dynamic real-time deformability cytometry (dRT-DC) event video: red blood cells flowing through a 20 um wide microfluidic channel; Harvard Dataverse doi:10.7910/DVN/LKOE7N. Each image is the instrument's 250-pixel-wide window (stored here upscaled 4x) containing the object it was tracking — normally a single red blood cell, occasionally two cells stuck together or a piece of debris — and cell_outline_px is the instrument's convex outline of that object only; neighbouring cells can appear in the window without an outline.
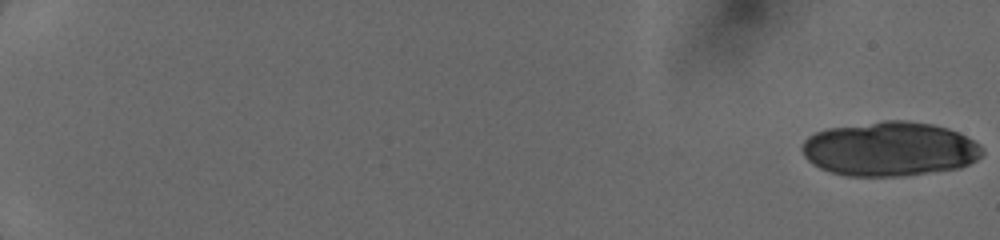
{"species": "human", "species_latin": "Homo sapiens", "temperature_condition": "cold", "stored_images_in_passage": 24, "camera_frame_rate_fps": 3000, "um_per_image_px": 0.085, "donor": {"sex": "female"}, "frame": {"image": 1, "passage_image": 1, "time_ms": 0.0, "image_size_px": [1000, 240], "cell_outline_px": [[984, 152], [976, 160], [960, 168], [904, 176], [848, 176], [832, 172], [820, 168], [812, 164], [804, 156], [800, 148], [804, 140], [808, 136], [816, 132], [828, 128], [884, 120], [904, 120], [932, 124], [948, 128], [980, 144], [984, 148]], "centroid_in_image_um": [75.61, 12.66], "position_along_channel_um": 9.4, "area_um2": 57.28}}
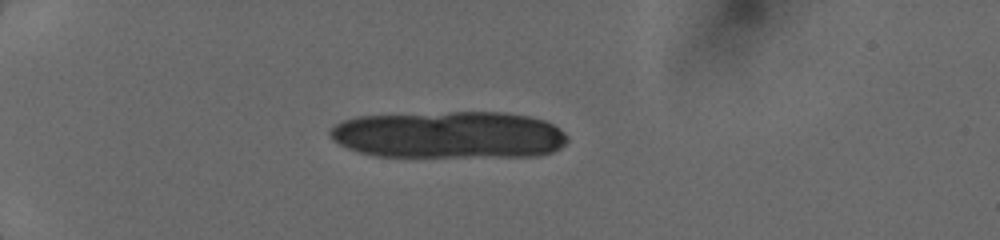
{"frame": {"image": 2, "passage_image": 16, "time_ms": 5.0, "image_size_px": [1000, 240], "cell_outline_px": [[568, 140], [560, 148], [552, 152], [540, 156], [376, 156], [360, 152], [348, 148], [332, 140], [328, 136], [328, 132], [340, 120], [356, 116], [448, 112], [504, 112], [528, 116], [544, 120], [560, 128], [568, 136]], "centroid_in_image_um": [38.17, 11.45], "position_along_channel_um": 46.8, "area_um2": 65.6}}